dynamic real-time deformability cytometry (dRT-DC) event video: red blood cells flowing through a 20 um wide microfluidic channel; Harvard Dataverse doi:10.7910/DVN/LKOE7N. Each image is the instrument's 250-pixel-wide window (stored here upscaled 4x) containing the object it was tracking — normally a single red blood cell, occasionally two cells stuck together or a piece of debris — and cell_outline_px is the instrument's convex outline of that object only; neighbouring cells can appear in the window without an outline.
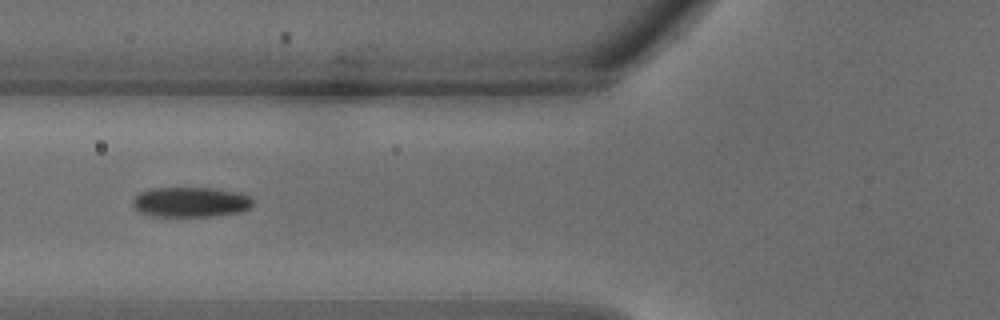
{"species": "common noctule bat (a hibernating species)", "species_latin": "Nyctalus noctula", "temperature_condition": "warm", "stored_images_in_passage": 29, "camera_frame_rate_fps": 3000, "um_per_image_px": 0.085, "animal": {"sex": "male", "body_mass_g": 18.8}, "frame": {"image": 1, "passage_image": 9, "time_ms": 2.667, "image_size_px": [1000, 320], "cell_outline_px": [[252, 204], [248, 208], [236, 212], [216, 216], [152, 216], [140, 212], [132, 204], [132, 200], [140, 192], [152, 188], [212, 188], [236, 192], [248, 196], [252, 200]], "centroid_in_image_um": [16.15, 17.17], "position_along_channel_um": 109.6, "area_um2": 20.75}}
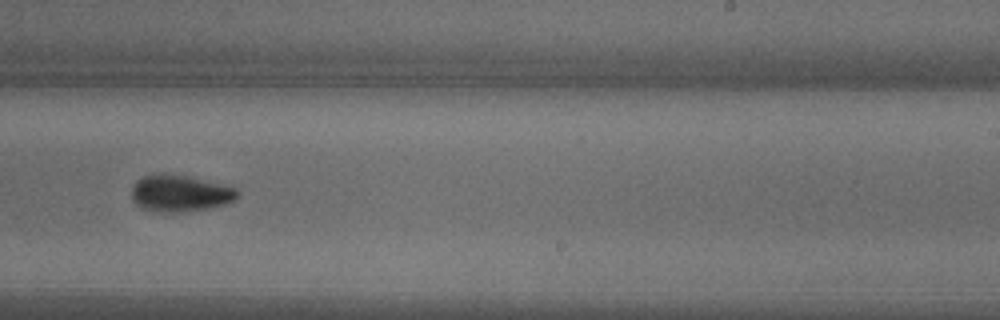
{"frame": {"image": 2, "passage_image": 17, "time_ms": 5.333, "image_size_px": [1000, 320], "cell_outline_px": [[240, 196], [236, 200], [228, 204], [212, 208], [180, 212], [172, 212], [140, 208], [132, 200], [132, 184], [136, 180], [144, 176], [160, 172], [232, 184], [240, 192]], "centroid_in_image_um": [15.39, 16.41], "position_along_channel_um": 273.6, "area_um2": 23.24}}
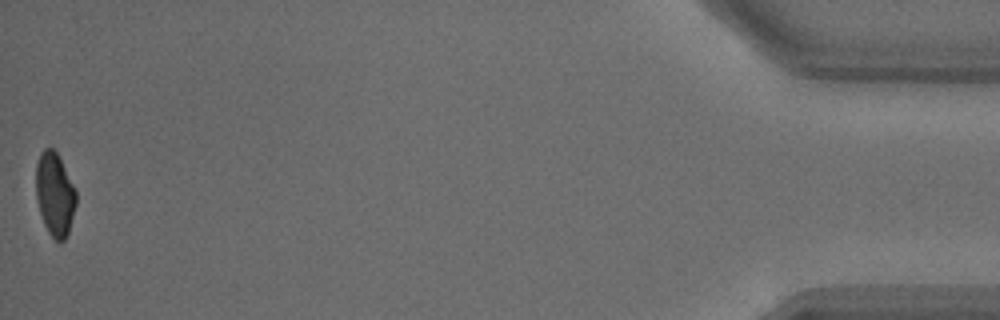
{"frame": {"image": 3, "passage_image": 29, "time_ms": 9.333, "image_size_px": [1000, 320], "cell_outline_px": [[76, 204], [68, 232], [64, 240], [60, 244], [48, 232], [44, 224], [36, 200], [36, 164], [40, 152], [44, 148], [52, 148], [56, 152], [76, 192]], "centroid_in_image_um": [4.63, 16.53], "position_along_channel_um": 430.6, "area_um2": 19.25}}